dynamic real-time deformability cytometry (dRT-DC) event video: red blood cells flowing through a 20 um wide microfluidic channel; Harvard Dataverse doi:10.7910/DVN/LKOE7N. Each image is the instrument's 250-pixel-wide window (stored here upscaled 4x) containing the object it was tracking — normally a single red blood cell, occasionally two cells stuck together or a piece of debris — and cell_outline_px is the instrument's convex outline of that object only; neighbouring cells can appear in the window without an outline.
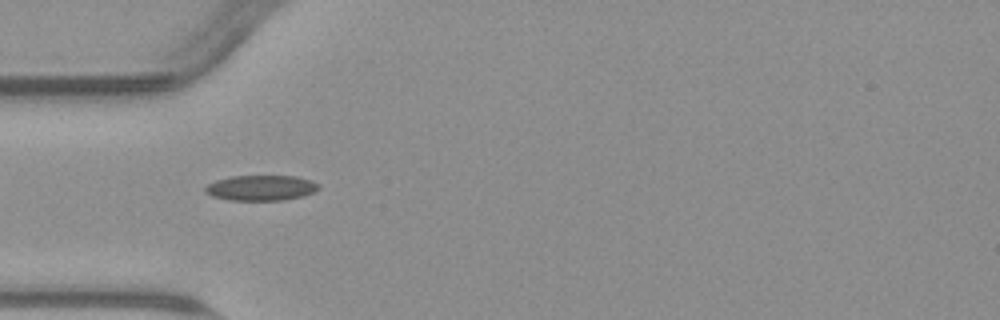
{"species": "common noctule bat (a hibernating species)", "species_latin": "Nyctalus noctula", "temperature_condition": "warm", "stored_images_in_passage": 4, "camera_frame_rate_fps": 3000, "um_per_image_px": 0.085, "animal": {"sex": "male", "body_mass_g": 23.1, "forearm_length_mm": 52.7}, "frame": {"image": 1, "passage_image": 1, "time_ms": 0.0, "image_size_px": [1000, 320], "cell_outline_px": [[320, 188], [312, 192], [300, 196], [284, 200], [228, 200], [212, 196], [204, 192], [204, 188], [208, 184], [216, 180], [232, 176], [296, 176], [312, 180], [320, 184]], "centroid_in_image_um": [22.17, 15.96], "position_along_channel_um": 62.8, "area_um2": 16.76}}